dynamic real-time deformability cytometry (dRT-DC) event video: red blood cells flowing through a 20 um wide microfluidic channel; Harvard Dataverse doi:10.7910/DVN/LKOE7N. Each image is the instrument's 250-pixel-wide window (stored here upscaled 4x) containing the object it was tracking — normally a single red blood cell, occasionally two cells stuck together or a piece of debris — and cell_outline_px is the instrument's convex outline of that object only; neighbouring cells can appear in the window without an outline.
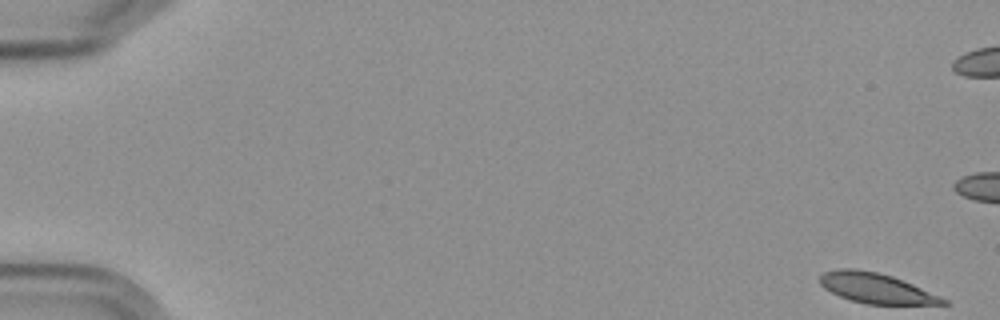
{"species": "Egyptian fruit bat (a non-hibernating species)", "species_latin": "Rousettus aegyptiacus", "temperature_condition": "cold", "stored_images_in_passage": 6, "camera_frame_rate_fps": 3000, "um_per_image_px": 0.085, "frame": {"image": 1, "passage_image": 1, "time_ms": 0.0, "image_size_px": [1000, 320], "cell_outline_px": [[948, 304], [868, 304], [852, 300], [840, 296], [824, 288], [820, 284], [820, 276], [824, 272], [840, 268], [852, 268], [876, 272], [892, 276], [912, 284], [940, 296], [948, 300]], "centroid_in_image_um": [74.46, 24.49], "position_along_channel_um": 10.5, "area_um2": 21.27}}